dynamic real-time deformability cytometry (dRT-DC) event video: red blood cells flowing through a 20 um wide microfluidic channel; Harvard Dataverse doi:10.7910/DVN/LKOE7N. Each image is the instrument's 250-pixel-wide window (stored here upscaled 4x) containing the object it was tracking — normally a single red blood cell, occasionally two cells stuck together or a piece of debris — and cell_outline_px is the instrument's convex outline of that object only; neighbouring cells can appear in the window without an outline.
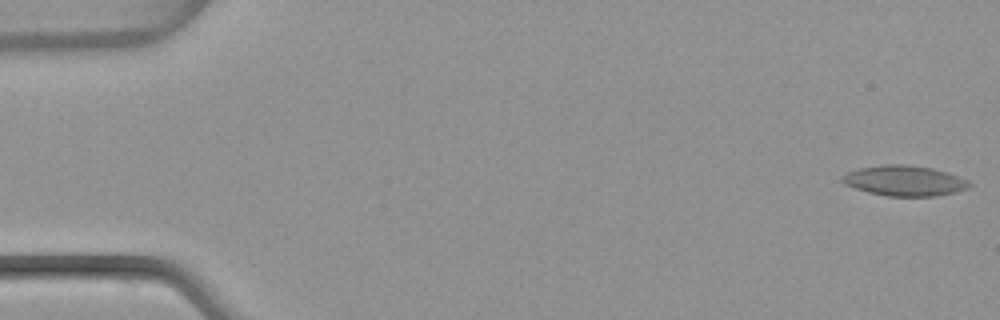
{"species": "common noctule bat (a hibernating species)", "species_latin": "Nyctalus noctula", "temperature_condition": "warm", "stored_images_in_passage": 51, "camera_frame_rate_fps": 3000, "um_per_image_px": 0.085, "animal": {"sex": "female", "body_mass_g": 22.7, "forearm_length_mm": 54.2}, "frame": {"image": 1, "passage_image": 1, "time_ms": 0.0, "image_size_px": [1000, 320], "cell_outline_px": [[972, 184], [968, 188], [956, 192], [936, 196], [888, 196], [868, 192], [844, 184], [840, 180], [840, 176], [848, 172], [860, 168], [888, 164], [904, 164], [932, 168], [948, 172], [968, 180]], "centroid_in_image_um": [76.89, 15.36], "position_along_channel_um": 8.1, "area_um2": 22.48}}
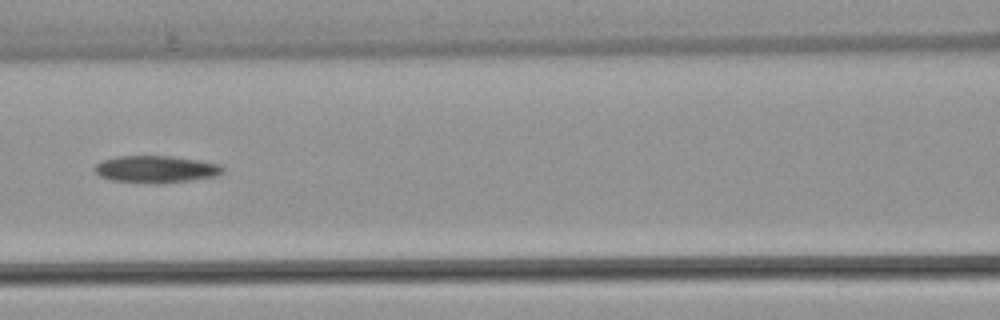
{"frame": {"image": 2, "passage_image": 23, "time_ms": 7.333, "image_size_px": [1000, 320], "cell_outline_px": [[224, 172], [216, 176], [160, 184], [152, 184], [112, 180], [100, 176], [92, 168], [96, 164], [104, 160], [116, 156], [172, 156], [220, 164], [224, 168]], "centroid_in_image_um": [13.24, 14.39], "position_along_channel_um": 153.4, "area_um2": 20.23}}
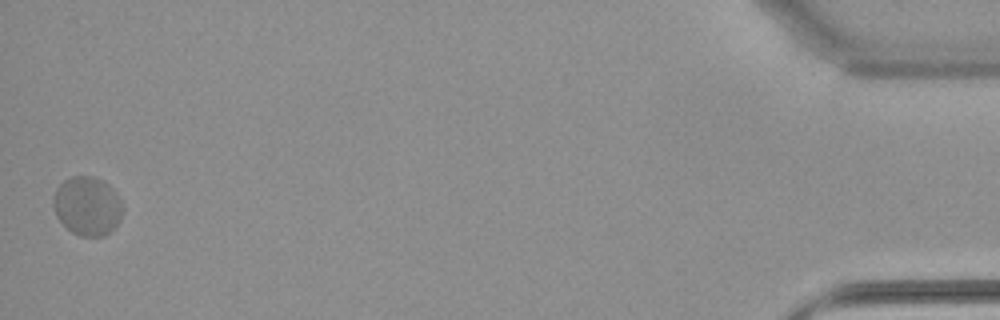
{"frame": {"image": 3, "passage_image": 51, "time_ms": 16.667, "image_size_px": [1000, 320], "cell_outline_px": [[120, 220], [104, 236], [80, 236], [72, 232], [56, 216], [52, 204], [52, 200], [56, 188], [64, 180], [72, 176], [96, 176], [104, 180], [112, 188], [120, 200]], "centroid_in_image_um": [7.38, 17.48], "position_along_channel_um": 427.8, "area_um2": 23.58}, "authors_computed_cell_mechanics": {"area_um2": 21.0392, "velocity_mm_per_s": 3.9644, "shape_relaxation_time_tau1_ms": null, "shape_relaxation_time_tau2_ms": 1.5656, "deformation_change_tau1": null, "deformation_change_tau2": 0.0464}}